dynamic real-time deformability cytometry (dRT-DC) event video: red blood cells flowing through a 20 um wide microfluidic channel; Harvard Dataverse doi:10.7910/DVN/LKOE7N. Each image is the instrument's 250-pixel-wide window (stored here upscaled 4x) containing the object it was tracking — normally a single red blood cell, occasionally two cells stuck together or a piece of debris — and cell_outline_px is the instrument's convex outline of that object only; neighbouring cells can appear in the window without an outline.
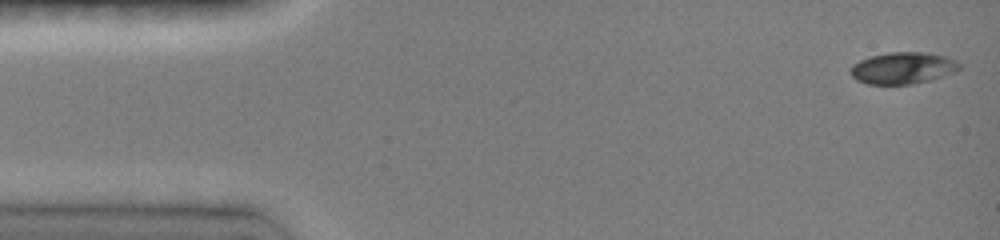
{"species": "common noctule bat (a hibernating species)", "species_latin": "Nyctalus noctula", "temperature_condition": "room temperature", "stored_images_in_passage": 15, "camera_frame_rate_fps": 3000, "um_per_image_px": 0.085, "animal": {"sex": "female", "body_mass_g": 19.0, "forearm_length_mm": 51.5}, "frame": {"image": 1, "passage_image": 1, "time_ms": 0.0, "image_size_px": [1000, 240], "cell_outline_px": [[960, 68], [952, 72], [928, 80], [912, 84], [868, 84], [856, 80], [848, 72], [852, 64], [860, 60], [872, 56], [888, 52], [924, 52], [944, 56], [956, 60], [960, 64]], "centroid_in_image_um": [76.68, 5.78], "position_along_channel_um": 8.3, "area_um2": 19.94}}
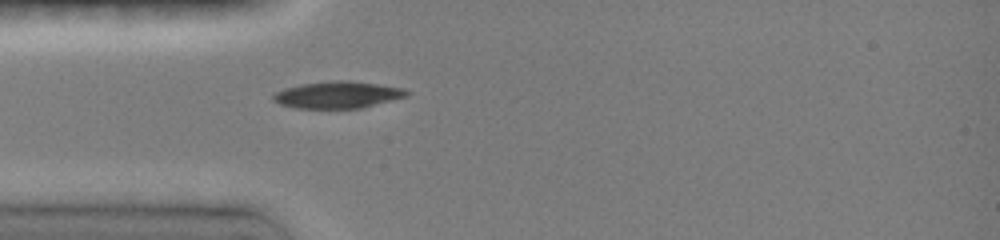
{"frame": {"image": 2, "passage_image": 9, "time_ms": 4.0, "image_size_px": [1000, 240], "cell_outline_px": [[412, 92], [408, 96], [360, 108], [296, 108], [280, 104], [272, 100], [272, 92], [284, 88], [300, 84], [332, 80], [348, 80], [404, 88]], "centroid_in_image_um": [28.67, 8.05], "position_along_channel_um": 56.3, "area_um2": 21.04}}
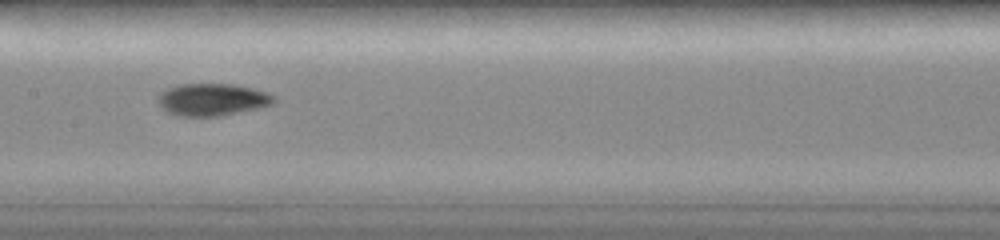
{"frame": {"image": 3, "passage_image": 13, "time_ms": 7.333, "image_size_px": [1000, 240], "cell_outline_px": [[276, 100], [272, 104], [256, 108], [220, 116], [180, 116], [168, 112], [160, 104], [160, 92], [168, 88], [180, 84], [232, 84], [252, 88], [276, 96]], "centroid_in_image_um": [18.06, 8.46], "position_along_channel_um": 189.3, "area_um2": 21.39}}